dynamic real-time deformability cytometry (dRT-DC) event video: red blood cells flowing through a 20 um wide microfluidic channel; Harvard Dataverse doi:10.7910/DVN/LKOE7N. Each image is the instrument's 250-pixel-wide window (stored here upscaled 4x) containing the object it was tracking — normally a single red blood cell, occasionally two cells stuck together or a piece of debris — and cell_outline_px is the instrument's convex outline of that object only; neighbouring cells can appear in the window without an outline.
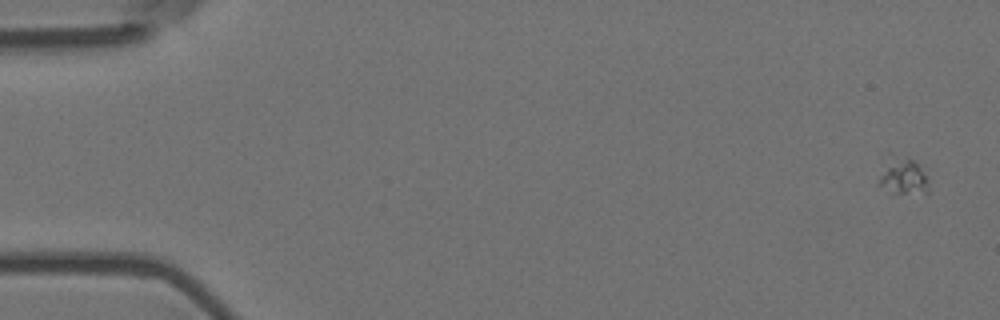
{"species": "Egyptian fruit bat (a non-hibernating species)", "species_latin": "Rousettus aegyptiacus", "temperature_condition": "room temperature", "stored_images_in_passage": 15, "camera_frame_rate_fps": 3000, "um_per_image_px": 0.085, "animal": {"sex": "female"}, "frame": {"image": 1, "passage_image": 1, "time_ms": 0.0, "image_size_px": [1000, 320], "cell_outline_px": [[928, 192], [892, 192], [876, 184], [888, 152], [912, 160], [924, 172], [928, 180]], "centroid_in_image_um": [76.68, 14.92], "position_along_channel_um": 8.3, "area_um2": 10.58}}
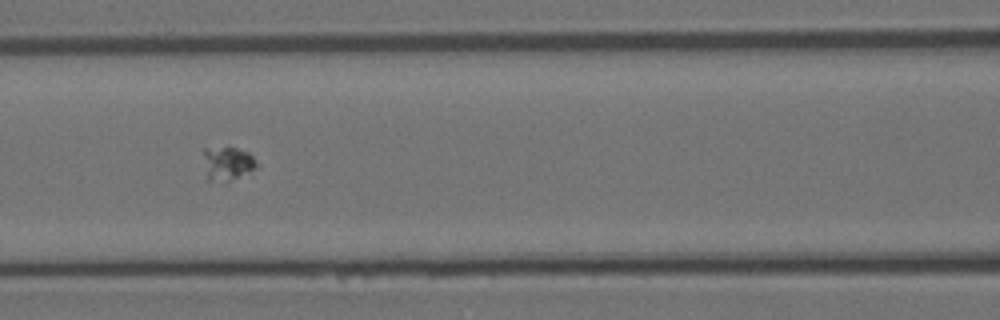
{"frame": {"image": 2, "passage_image": 7, "time_ms": 2.0, "image_size_px": [1000, 320], "cell_outline_px": [[260, 168], [224, 184], [208, 180], [204, 156], [204, 148], [236, 148], [248, 152], [260, 164]], "centroid_in_image_um": [19.41, 13.95], "position_along_channel_um": 147.2, "area_um2": 10.75}}
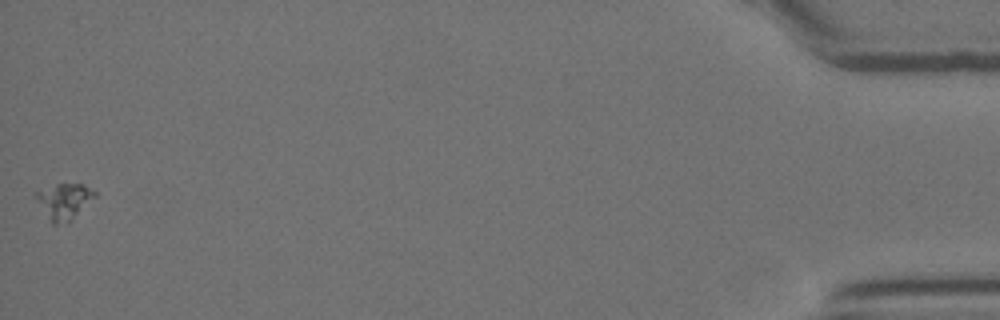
{"frame": {"image": 3, "passage_image": 15, "time_ms": 4.667, "image_size_px": [1000, 320], "cell_outline_px": [[96, 196], [68, 220], [56, 224], [52, 224], [36, 200], [36, 192], [56, 184], [84, 184], [96, 192]], "centroid_in_image_um": [5.43, 17.06], "position_along_channel_um": 429.8, "area_um2": 11.62}}